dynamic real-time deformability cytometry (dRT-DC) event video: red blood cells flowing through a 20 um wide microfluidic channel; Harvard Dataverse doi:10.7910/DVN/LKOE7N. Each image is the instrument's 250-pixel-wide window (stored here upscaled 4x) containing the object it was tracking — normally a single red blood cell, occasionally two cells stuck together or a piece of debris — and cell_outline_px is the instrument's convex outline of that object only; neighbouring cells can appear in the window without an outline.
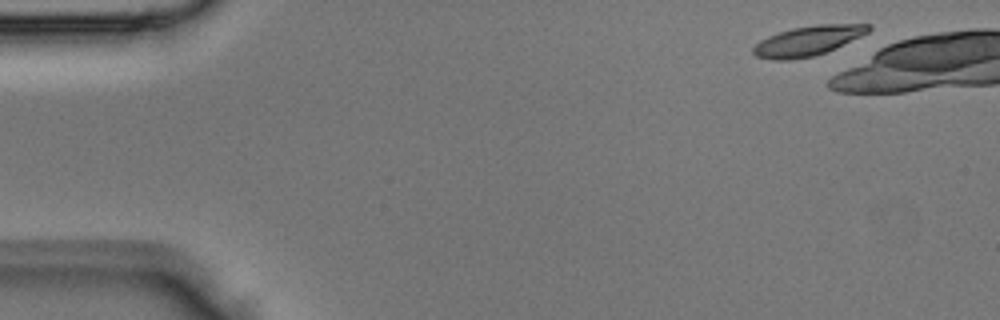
{"species": "Egyptian fruit bat (a non-hibernating species)", "species_latin": "Rousettus aegyptiacus", "temperature_condition": "room temperature", "stored_images_in_passage": 8, "segment_of_instrument_passage": [1, 3], "camera_frame_rate_fps": 3000, "um_per_image_px": 0.085, "animal": {"sex": "male"}, "frame": {"image": 1, "passage_image": 1, "time_ms": 0.0, "image_size_px": [1000, 320], "cell_outline_px": [[872, 28], [868, 32], [836, 48], [812, 56], [788, 60], [772, 60], [756, 56], [752, 52], [752, 48], [760, 40], [768, 36], [792, 28], [816, 24], [872, 24]], "centroid_in_image_um": [68.66, 3.46], "position_along_channel_um": 16.3, "area_um2": 19.88}}